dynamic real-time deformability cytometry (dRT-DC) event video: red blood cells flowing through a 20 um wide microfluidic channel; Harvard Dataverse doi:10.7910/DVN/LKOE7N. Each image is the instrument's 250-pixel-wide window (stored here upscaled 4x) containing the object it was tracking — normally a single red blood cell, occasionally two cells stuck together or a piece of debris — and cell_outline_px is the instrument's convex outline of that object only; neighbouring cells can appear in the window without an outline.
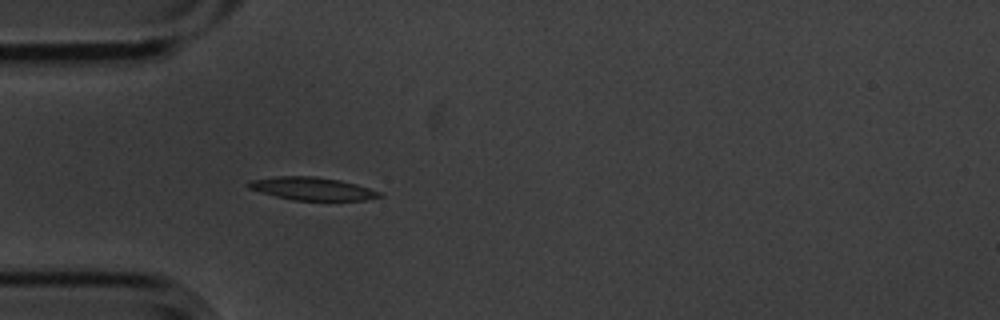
{"species": "common noctule bat (a hibernating species)", "species_latin": "Nyctalus noctula", "temperature_condition": "cold", "stored_images_in_passage": 1, "camera_frame_rate_fps": 3000, "um_per_image_px": 0.085, "animal": {"sex": "male", "body_mass_g": 20.1, "forearm_length_mm": 53.5}, "frame": {"image": 1, "passage_image": 1, "time_ms": 0.0, "image_size_px": [1000, 320], "cell_outline_px": [[384, 196], [364, 200], [292, 200], [276, 196], [248, 188], [244, 184], [248, 180], [280, 176], [312, 176], [340, 180], [356, 184], [380, 192]], "centroid_in_image_um": [26.5, 16.03], "position_along_channel_um": 58.5, "area_um2": 17.4}}